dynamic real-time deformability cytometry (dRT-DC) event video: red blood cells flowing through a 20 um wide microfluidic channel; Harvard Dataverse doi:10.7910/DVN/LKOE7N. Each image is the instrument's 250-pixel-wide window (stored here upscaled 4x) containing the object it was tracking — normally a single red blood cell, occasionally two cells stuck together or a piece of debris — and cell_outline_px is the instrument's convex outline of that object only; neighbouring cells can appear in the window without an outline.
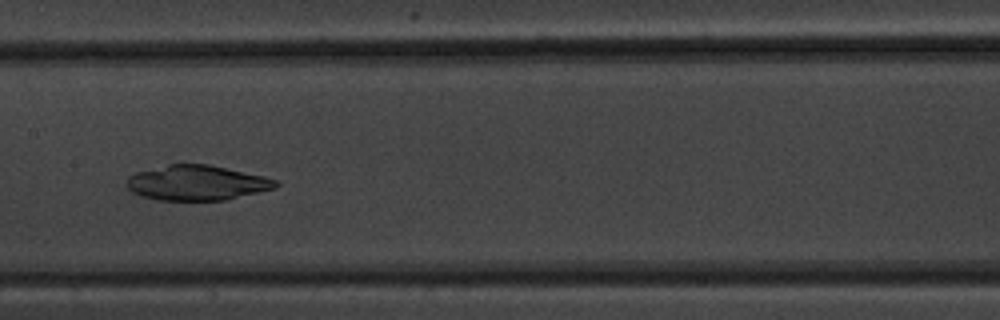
{"species": "common noctule bat (a hibernating species)", "species_latin": "Nyctalus noctula", "temperature_condition": "warm", "stored_images_in_passage": 14, "camera_frame_rate_fps": 3000, "um_per_image_px": 0.085, "animal": {"sex": "male", "body_mass_g": 20.1, "forearm_length_mm": 53.5}, "frame": {"image": 1, "passage_image": 7, "time_ms": 7.0, "image_size_px": [1000, 320], "cell_outline_px": [[280, 184], [276, 188], [228, 200], [156, 200], [140, 196], [132, 192], [128, 188], [128, 176], [136, 172], [168, 164], [208, 164], [264, 176], [276, 180]], "centroid_in_image_um": [16.75, 15.55], "position_along_channel_um": 190.7, "area_um2": 30.52}}
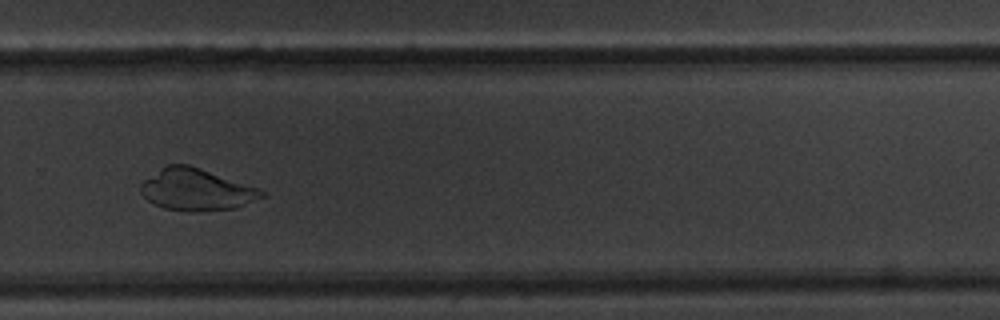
{"frame": {"image": 2, "passage_image": 10, "time_ms": 10.333, "image_size_px": [1000, 320], "cell_outline_px": [[264, 196], [236, 208], [200, 212], [188, 212], [164, 208], [152, 204], [140, 192], [140, 184], [144, 180], [160, 168], [168, 164], [188, 164], [260, 188], [264, 192]], "centroid_in_image_um": [16.67, 16.13], "position_along_channel_um": 313.1, "area_um2": 29.59}}
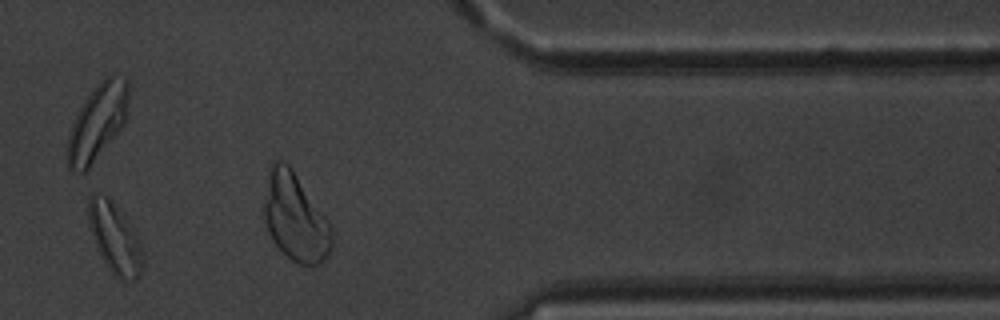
{"frame": {"image": 3, "passage_image": 12, "time_ms": 12.667, "image_size_px": [1000, 320], "cell_outline_px": [[144, 264], [136, 280], [124, 280], [116, 276], [108, 268], [100, 256], [88, 224], [88, 196], [92, 192], [96, 192], [104, 196], [128, 220], [136, 232], [140, 240]], "centroid_in_image_um": [9.75, 20.25], "position_along_channel_um": 401.6, "area_um2": 22.14}}